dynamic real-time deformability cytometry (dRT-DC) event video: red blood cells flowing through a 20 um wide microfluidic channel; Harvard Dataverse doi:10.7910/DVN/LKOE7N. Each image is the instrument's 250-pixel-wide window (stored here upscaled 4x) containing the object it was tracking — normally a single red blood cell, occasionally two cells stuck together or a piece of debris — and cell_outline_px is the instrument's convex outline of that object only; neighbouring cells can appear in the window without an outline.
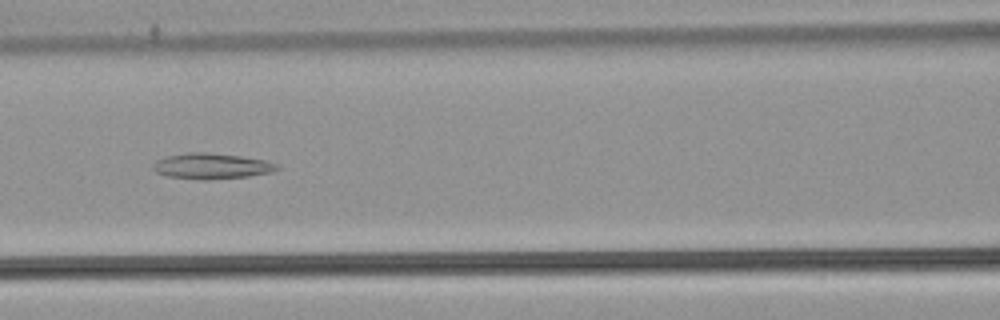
{"species": "common noctule bat (a hibernating species)", "species_latin": "Nyctalus noctula", "temperature_condition": "warm", "stored_images_in_passage": 54, "camera_frame_rate_fps": 3000, "um_per_image_px": 0.085, "animal": {"sex": "male", "body_mass_g": 21.5, "forearm_length_mm": 52.0}, "frame": {"image": 1, "passage_image": 25, "time_ms": 8.0, "image_size_px": [1000, 320], "cell_outline_px": [[280, 168], [272, 172], [248, 176], [208, 180], [200, 180], [168, 176], [156, 172], [152, 168], [156, 160], [164, 156], [188, 152], [208, 152], [240, 156], [264, 160], [276, 164]], "centroid_in_image_um": [17.95, 14.11], "position_along_channel_um": 148.7, "area_um2": 18.61}}
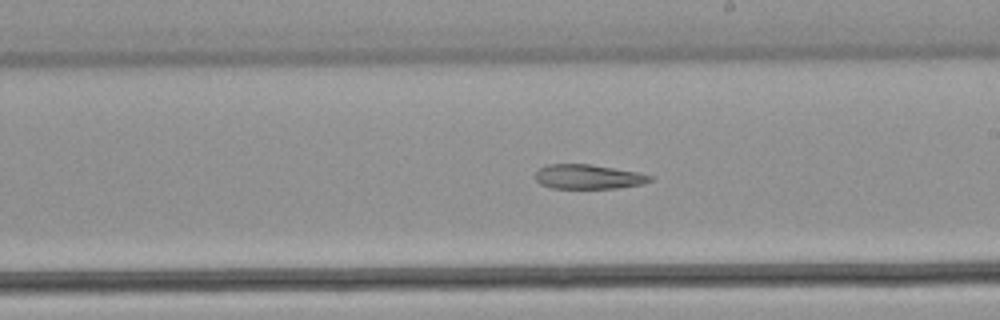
{"frame": {"image": 2, "passage_image": 32, "time_ms": 10.333, "image_size_px": [1000, 320], "cell_outline_px": [[652, 180], [644, 184], [616, 188], [552, 188], [540, 184], [536, 180], [536, 172], [540, 168], [548, 164], [592, 164], [636, 172], [652, 176]], "centroid_in_image_um": [50.0, 15.02], "position_along_channel_um": 239.0, "area_um2": 16.3}}
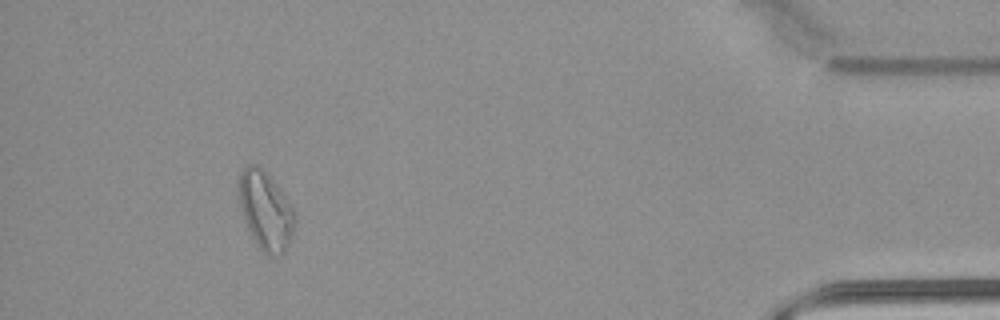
{"frame": {"image": 3, "passage_image": 50, "time_ms": 16.333, "image_size_px": [1000, 320], "cell_outline_px": [[296, 224], [292, 236], [284, 252], [280, 256], [268, 256], [256, 244], [244, 220], [236, 188], [236, 180], [240, 172], [248, 164], [256, 164], [268, 172], [296, 212]], "centroid_in_image_um": [22.57, 17.86], "position_along_channel_um": 412.6, "area_um2": 26.18}, "authors_computed_cell_mechanics": {"area_um2": 22.9177, "velocity_mm_per_s": 3.8894, "shape_relaxation_time_tau1_ms": null, "shape_relaxation_time_tau2_ms": 10.9409, "deformation_change_tau1": null, "deformation_change_tau2": 0.201}}